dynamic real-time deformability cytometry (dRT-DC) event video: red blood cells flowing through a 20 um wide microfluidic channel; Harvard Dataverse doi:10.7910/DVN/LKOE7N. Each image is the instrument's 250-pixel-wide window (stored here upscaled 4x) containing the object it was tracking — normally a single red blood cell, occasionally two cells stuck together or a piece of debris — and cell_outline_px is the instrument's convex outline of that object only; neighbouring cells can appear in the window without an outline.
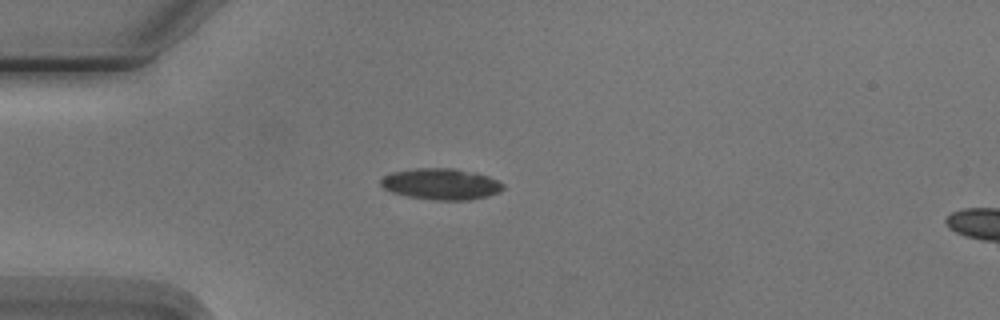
{"species": "Egyptian fruit bat (a non-hibernating species)", "species_latin": "Rousettus aegyptiacus", "temperature_condition": "cold", "stored_images_in_passage": 5, "segment_of_instrument_passage": [1, 2], "camera_frame_rate_fps": 3000, "um_per_image_px": 0.085, "animal": {"sex": "male"}, "frame": {"image": 1, "passage_image": 4, "time_ms": 3.667, "image_size_px": [1000, 320], "cell_outline_px": [[504, 188], [500, 192], [488, 196], [468, 200], [436, 200], [408, 196], [392, 192], [384, 188], [380, 184], [380, 180], [384, 176], [392, 172], [416, 168], [456, 168], [476, 172], [488, 176], [504, 184]], "centroid_in_image_um": [37.51, 15.63], "position_along_channel_um": 47.5, "area_um2": 22.31}}